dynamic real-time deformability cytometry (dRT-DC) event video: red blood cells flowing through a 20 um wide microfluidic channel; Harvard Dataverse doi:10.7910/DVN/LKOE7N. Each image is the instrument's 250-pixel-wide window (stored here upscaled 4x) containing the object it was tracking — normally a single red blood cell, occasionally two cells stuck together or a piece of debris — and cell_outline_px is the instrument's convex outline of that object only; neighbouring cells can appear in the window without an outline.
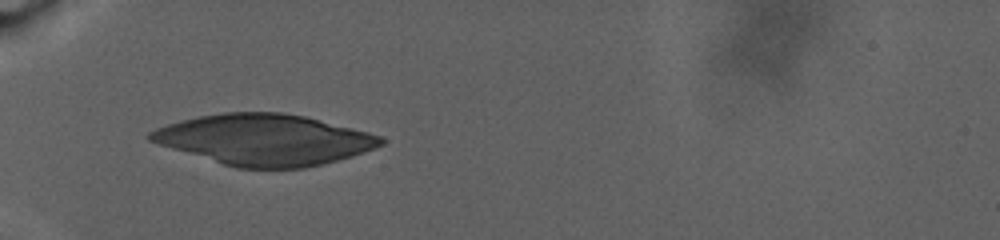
{"species": "human", "species_latin": "Homo sapiens", "temperature_condition": "warm", "stored_images_in_passage": 60, "camera_frame_rate_fps": 3000, "um_per_image_px": 0.085, "donor": {"sex": "male"}, "frame": {"image": 1, "passage_image": 1, "time_ms": 0.0, "image_size_px": [1000, 240], "cell_outline_px": [[384, 144], [352, 156], [304, 168], [236, 168], [172, 148], [148, 140], [148, 132], [156, 128], [180, 120], [200, 116], [224, 112], [280, 112], [304, 116], [368, 132], [380, 136], [384, 140]], "centroid_in_image_um": [22.46, 11.87], "position_along_channel_um": 62.5, "area_um2": 67.57}}
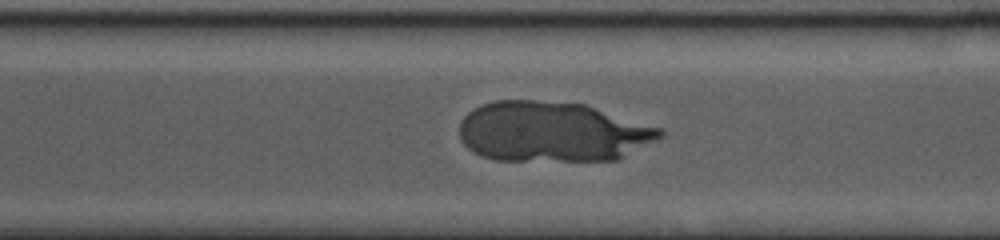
{"frame": {"image": 2, "passage_image": 37, "time_ms": 12.0, "image_size_px": [1000, 240], "cell_outline_px": [[664, 136], [616, 160], [496, 160], [472, 152], [460, 140], [460, 120], [468, 112], [480, 104], [496, 100], [536, 100], [584, 104], [664, 128]], "centroid_in_image_um": [46.95, 11.19], "position_along_channel_um": 323.7, "area_um2": 70.57}}
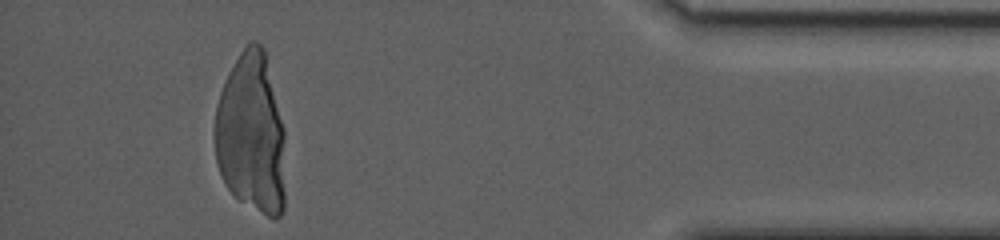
{"frame": {"image": 3, "passage_image": 54, "time_ms": 17.667, "image_size_px": [1000, 240], "cell_outline_px": [[284, 208], [280, 216], [268, 216], [232, 196], [224, 184], [220, 176], [216, 164], [212, 136], [212, 132], [216, 104], [220, 92], [228, 72], [240, 52], [248, 40], [256, 40], [264, 48], [284, 128]], "centroid_in_image_um": [21.31, 11.35], "position_along_channel_um": 413.9, "area_um2": 67.28}}